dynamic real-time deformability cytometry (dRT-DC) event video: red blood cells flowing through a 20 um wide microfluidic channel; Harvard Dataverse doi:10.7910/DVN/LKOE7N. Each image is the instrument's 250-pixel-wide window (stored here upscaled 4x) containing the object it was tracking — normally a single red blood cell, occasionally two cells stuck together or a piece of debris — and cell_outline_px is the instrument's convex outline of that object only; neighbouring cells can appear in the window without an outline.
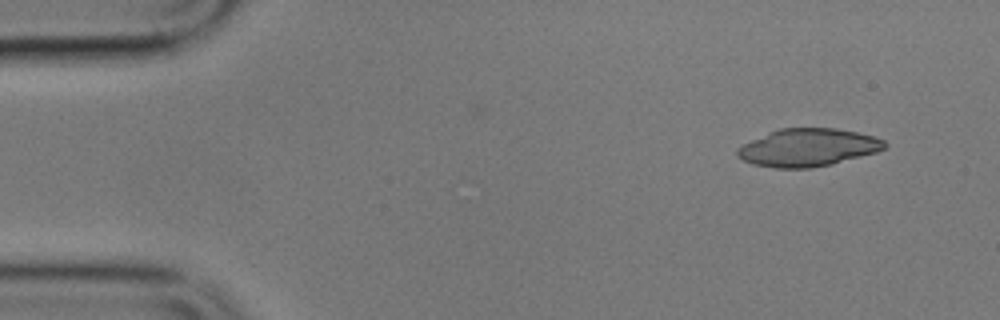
{"species": "common noctule bat (a hibernating species)", "species_latin": "Nyctalus noctula", "temperature_condition": "cold", "stored_images_in_passage": 3, "camera_frame_rate_fps": 3000, "um_per_image_px": 0.085, "animal": {"sex": "male", "body_mass_g": 17.9}, "frame": {"image": 1, "passage_image": 1, "time_ms": 0.0, "image_size_px": [1000, 320], "cell_outline_px": [[888, 144], [884, 148], [876, 152], [812, 168], [776, 168], [752, 164], [736, 156], [736, 148], [752, 140], [780, 128], [836, 128], [856, 132], [872, 136], [884, 140]], "centroid_in_image_um": [68.65, 12.54], "position_along_channel_um": 16.4, "area_um2": 31.96}}